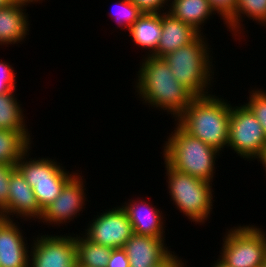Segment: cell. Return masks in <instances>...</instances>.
I'll return each mask as SVG.
<instances>
[{"mask_svg": "<svg viewBox=\"0 0 266 267\" xmlns=\"http://www.w3.org/2000/svg\"><path fill=\"white\" fill-rule=\"evenodd\" d=\"M141 62L135 83L138 98L176 120L196 96L176 80L163 57L147 55Z\"/></svg>", "mask_w": 266, "mask_h": 267, "instance_id": "1", "label": "cell"}, {"mask_svg": "<svg viewBox=\"0 0 266 267\" xmlns=\"http://www.w3.org/2000/svg\"><path fill=\"white\" fill-rule=\"evenodd\" d=\"M231 103L212 94L196 96L175 122L219 152L227 148Z\"/></svg>", "mask_w": 266, "mask_h": 267, "instance_id": "2", "label": "cell"}, {"mask_svg": "<svg viewBox=\"0 0 266 267\" xmlns=\"http://www.w3.org/2000/svg\"><path fill=\"white\" fill-rule=\"evenodd\" d=\"M166 139L162 156L170 167L209 183L213 182L215 161L221 152L188 134L177 123Z\"/></svg>", "mask_w": 266, "mask_h": 267, "instance_id": "3", "label": "cell"}, {"mask_svg": "<svg viewBox=\"0 0 266 267\" xmlns=\"http://www.w3.org/2000/svg\"><path fill=\"white\" fill-rule=\"evenodd\" d=\"M206 36L199 34L192 42L163 56L176 80L195 96H205L214 80L213 56Z\"/></svg>", "mask_w": 266, "mask_h": 267, "instance_id": "4", "label": "cell"}, {"mask_svg": "<svg viewBox=\"0 0 266 267\" xmlns=\"http://www.w3.org/2000/svg\"><path fill=\"white\" fill-rule=\"evenodd\" d=\"M164 164L169 195L176 209L195 224L206 223L213 213V184L179 172L165 161Z\"/></svg>", "mask_w": 266, "mask_h": 267, "instance_id": "5", "label": "cell"}, {"mask_svg": "<svg viewBox=\"0 0 266 267\" xmlns=\"http://www.w3.org/2000/svg\"><path fill=\"white\" fill-rule=\"evenodd\" d=\"M30 150L29 148L17 161L16 169L32 187L40 208L44 210L60 195L64 185L77 173V170L69 173L52 158L33 159Z\"/></svg>", "mask_w": 266, "mask_h": 267, "instance_id": "6", "label": "cell"}, {"mask_svg": "<svg viewBox=\"0 0 266 267\" xmlns=\"http://www.w3.org/2000/svg\"><path fill=\"white\" fill-rule=\"evenodd\" d=\"M254 225L227 229L219 259L228 267H260L266 261V232Z\"/></svg>", "mask_w": 266, "mask_h": 267, "instance_id": "7", "label": "cell"}, {"mask_svg": "<svg viewBox=\"0 0 266 267\" xmlns=\"http://www.w3.org/2000/svg\"><path fill=\"white\" fill-rule=\"evenodd\" d=\"M245 160H257L266 149V136L259 121L245 105H231L227 148Z\"/></svg>", "mask_w": 266, "mask_h": 267, "instance_id": "8", "label": "cell"}, {"mask_svg": "<svg viewBox=\"0 0 266 267\" xmlns=\"http://www.w3.org/2000/svg\"><path fill=\"white\" fill-rule=\"evenodd\" d=\"M64 235L47 234L33 238L29 267H76L75 234Z\"/></svg>", "mask_w": 266, "mask_h": 267, "instance_id": "9", "label": "cell"}, {"mask_svg": "<svg viewBox=\"0 0 266 267\" xmlns=\"http://www.w3.org/2000/svg\"><path fill=\"white\" fill-rule=\"evenodd\" d=\"M84 234L94 243L115 249L123 248L134 233L125 210L115 206L89 221Z\"/></svg>", "mask_w": 266, "mask_h": 267, "instance_id": "10", "label": "cell"}, {"mask_svg": "<svg viewBox=\"0 0 266 267\" xmlns=\"http://www.w3.org/2000/svg\"><path fill=\"white\" fill-rule=\"evenodd\" d=\"M84 181V176L77 172L64 185L60 195L43 210V215L39 221L50 226L51 224L60 226L61 223L73 222L74 218L80 215L81 211L83 212L82 209L86 205L85 201H88L85 192L87 187H85Z\"/></svg>", "mask_w": 266, "mask_h": 267, "instance_id": "11", "label": "cell"}, {"mask_svg": "<svg viewBox=\"0 0 266 267\" xmlns=\"http://www.w3.org/2000/svg\"><path fill=\"white\" fill-rule=\"evenodd\" d=\"M14 215L26 221H37L43 215L32 187L17 169L10 176L7 206L0 212V217L5 219H13Z\"/></svg>", "mask_w": 266, "mask_h": 267, "instance_id": "12", "label": "cell"}, {"mask_svg": "<svg viewBox=\"0 0 266 267\" xmlns=\"http://www.w3.org/2000/svg\"><path fill=\"white\" fill-rule=\"evenodd\" d=\"M14 220L0 217V267H29L27 238Z\"/></svg>", "mask_w": 266, "mask_h": 267, "instance_id": "13", "label": "cell"}, {"mask_svg": "<svg viewBox=\"0 0 266 267\" xmlns=\"http://www.w3.org/2000/svg\"><path fill=\"white\" fill-rule=\"evenodd\" d=\"M132 198L125 201L121 207L125 210L132 225L133 233L137 235L165 238V222L161 209L147 203L145 199ZM127 202V203H126Z\"/></svg>", "mask_w": 266, "mask_h": 267, "instance_id": "14", "label": "cell"}, {"mask_svg": "<svg viewBox=\"0 0 266 267\" xmlns=\"http://www.w3.org/2000/svg\"><path fill=\"white\" fill-rule=\"evenodd\" d=\"M164 240L165 238L133 234L123 246L130 267H154L163 261L172 252L166 247Z\"/></svg>", "mask_w": 266, "mask_h": 267, "instance_id": "15", "label": "cell"}, {"mask_svg": "<svg viewBox=\"0 0 266 267\" xmlns=\"http://www.w3.org/2000/svg\"><path fill=\"white\" fill-rule=\"evenodd\" d=\"M162 34L156 51L152 54L163 57L192 42L200 33L189 24L173 17L167 11L161 12Z\"/></svg>", "mask_w": 266, "mask_h": 267, "instance_id": "16", "label": "cell"}, {"mask_svg": "<svg viewBox=\"0 0 266 267\" xmlns=\"http://www.w3.org/2000/svg\"><path fill=\"white\" fill-rule=\"evenodd\" d=\"M25 8V9H24ZM26 7L10 4L0 9V45L23 43L29 35V17Z\"/></svg>", "mask_w": 266, "mask_h": 267, "instance_id": "17", "label": "cell"}, {"mask_svg": "<svg viewBox=\"0 0 266 267\" xmlns=\"http://www.w3.org/2000/svg\"><path fill=\"white\" fill-rule=\"evenodd\" d=\"M167 12L189 24L200 34H204L201 31L209 17L216 15L208 0H170Z\"/></svg>", "mask_w": 266, "mask_h": 267, "instance_id": "18", "label": "cell"}, {"mask_svg": "<svg viewBox=\"0 0 266 267\" xmlns=\"http://www.w3.org/2000/svg\"><path fill=\"white\" fill-rule=\"evenodd\" d=\"M132 41L139 48H144L145 56L152 55L159 44L162 34L161 13H143L138 20L128 29Z\"/></svg>", "mask_w": 266, "mask_h": 267, "instance_id": "19", "label": "cell"}, {"mask_svg": "<svg viewBox=\"0 0 266 267\" xmlns=\"http://www.w3.org/2000/svg\"><path fill=\"white\" fill-rule=\"evenodd\" d=\"M244 15V16H243ZM246 15V16H245ZM247 17L253 21H256L260 26L266 28V0H237L234 15L225 23L227 31H231L235 39H242V34L245 29L244 24L241 23ZM242 28V29H241ZM238 36L239 38H236Z\"/></svg>", "mask_w": 266, "mask_h": 267, "instance_id": "20", "label": "cell"}, {"mask_svg": "<svg viewBox=\"0 0 266 267\" xmlns=\"http://www.w3.org/2000/svg\"><path fill=\"white\" fill-rule=\"evenodd\" d=\"M31 131L0 130V163L16 165L23 154L32 148Z\"/></svg>", "mask_w": 266, "mask_h": 267, "instance_id": "21", "label": "cell"}, {"mask_svg": "<svg viewBox=\"0 0 266 267\" xmlns=\"http://www.w3.org/2000/svg\"><path fill=\"white\" fill-rule=\"evenodd\" d=\"M75 235L77 266L106 267L112 248L94 243L83 233Z\"/></svg>", "mask_w": 266, "mask_h": 267, "instance_id": "22", "label": "cell"}, {"mask_svg": "<svg viewBox=\"0 0 266 267\" xmlns=\"http://www.w3.org/2000/svg\"><path fill=\"white\" fill-rule=\"evenodd\" d=\"M15 94L16 89L0 94V130L29 131L25 124L26 119L24 118L26 116L23 114L22 104H19Z\"/></svg>", "mask_w": 266, "mask_h": 267, "instance_id": "23", "label": "cell"}, {"mask_svg": "<svg viewBox=\"0 0 266 267\" xmlns=\"http://www.w3.org/2000/svg\"><path fill=\"white\" fill-rule=\"evenodd\" d=\"M113 5H115L114 10L109 11V17L114 18V21L119 25L118 27L122 29H129L143 14L130 0H119Z\"/></svg>", "mask_w": 266, "mask_h": 267, "instance_id": "24", "label": "cell"}, {"mask_svg": "<svg viewBox=\"0 0 266 267\" xmlns=\"http://www.w3.org/2000/svg\"><path fill=\"white\" fill-rule=\"evenodd\" d=\"M247 100L244 104L255 115L266 136V89H251Z\"/></svg>", "mask_w": 266, "mask_h": 267, "instance_id": "25", "label": "cell"}, {"mask_svg": "<svg viewBox=\"0 0 266 267\" xmlns=\"http://www.w3.org/2000/svg\"><path fill=\"white\" fill-rule=\"evenodd\" d=\"M16 73L11 64L0 59V94L15 91Z\"/></svg>", "mask_w": 266, "mask_h": 267, "instance_id": "26", "label": "cell"}, {"mask_svg": "<svg viewBox=\"0 0 266 267\" xmlns=\"http://www.w3.org/2000/svg\"><path fill=\"white\" fill-rule=\"evenodd\" d=\"M16 165L0 163V212L7 206L9 198V181Z\"/></svg>", "mask_w": 266, "mask_h": 267, "instance_id": "27", "label": "cell"}, {"mask_svg": "<svg viewBox=\"0 0 266 267\" xmlns=\"http://www.w3.org/2000/svg\"><path fill=\"white\" fill-rule=\"evenodd\" d=\"M212 9L225 23L234 15L237 0H208Z\"/></svg>", "mask_w": 266, "mask_h": 267, "instance_id": "28", "label": "cell"}, {"mask_svg": "<svg viewBox=\"0 0 266 267\" xmlns=\"http://www.w3.org/2000/svg\"><path fill=\"white\" fill-rule=\"evenodd\" d=\"M143 13H161L163 8L167 11L169 0H130ZM166 5V7H165ZM162 9V10H161Z\"/></svg>", "mask_w": 266, "mask_h": 267, "instance_id": "29", "label": "cell"}, {"mask_svg": "<svg viewBox=\"0 0 266 267\" xmlns=\"http://www.w3.org/2000/svg\"><path fill=\"white\" fill-rule=\"evenodd\" d=\"M106 267H130L125 250L123 248L112 249Z\"/></svg>", "mask_w": 266, "mask_h": 267, "instance_id": "30", "label": "cell"}, {"mask_svg": "<svg viewBox=\"0 0 266 267\" xmlns=\"http://www.w3.org/2000/svg\"><path fill=\"white\" fill-rule=\"evenodd\" d=\"M186 262H182V259L175 255L174 251L171 252L163 261L154 267H183Z\"/></svg>", "mask_w": 266, "mask_h": 267, "instance_id": "31", "label": "cell"}, {"mask_svg": "<svg viewBox=\"0 0 266 267\" xmlns=\"http://www.w3.org/2000/svg\"><path fill=\"white\" fill-rule=\"evenodd\" d=\"M11 4L19 5V6H27L29 4L41 3L43 0H9Z\"/></svg>", "mask_w": 266, "mask_h": 267, "instance_id": "32", "label": "cell"}, {"mask_svg": "<svg viewBox=\"0 0 266 267\" xmlns=\"http://www.w3.org/2000/svg\"><path fill=\"white\" fill-rule=\"evenodd\" d=\"M262 166L264 167L263 169L265 170L266 173V149L262 152L261 156L257 159Z\"/></svg>", "mask_w": 266, "mask_h": 267, "instance_id": "33", "label": "cell"}, {"mask_svg": "<svg viewBox=\"0 0 266 267\" xmlns=\"http://www.w3.org/2000/svg\"><path fill=\"white\" fill-rule=\"evenodd\" d=\"M211 267H228L219 258L211 265Z\"/></svg>", "mask_w": 266, "mask_h": 267, "instance_id": "34", "label": "cell"}, {"mask_svg": "<svg viewBox=\"0 0 266 267\" xmlns=\"http://www.w3.org/2000/svg\"><path fill=\"white\" fill-rule=\"evenodd\" d=\"M11 3L9 0H0V9L9 6Z\"/></svg>", "mask_w": 266, "mask_h": 267, "instance_id": "35", "label": "cell"}, {"mask_svg": "<svg viewBox=\"0 0 266 267\" xmlns=\"http://www.w3.org/2000/svg\"><path fill=\"white\" fill-rule=\"evenodd\" d=\"M260 267H266V261Z\"/></svg>", "mask_w": 266, "mask_h": 267, "instance_id": "36", "label": "cell"}]
</instances>
